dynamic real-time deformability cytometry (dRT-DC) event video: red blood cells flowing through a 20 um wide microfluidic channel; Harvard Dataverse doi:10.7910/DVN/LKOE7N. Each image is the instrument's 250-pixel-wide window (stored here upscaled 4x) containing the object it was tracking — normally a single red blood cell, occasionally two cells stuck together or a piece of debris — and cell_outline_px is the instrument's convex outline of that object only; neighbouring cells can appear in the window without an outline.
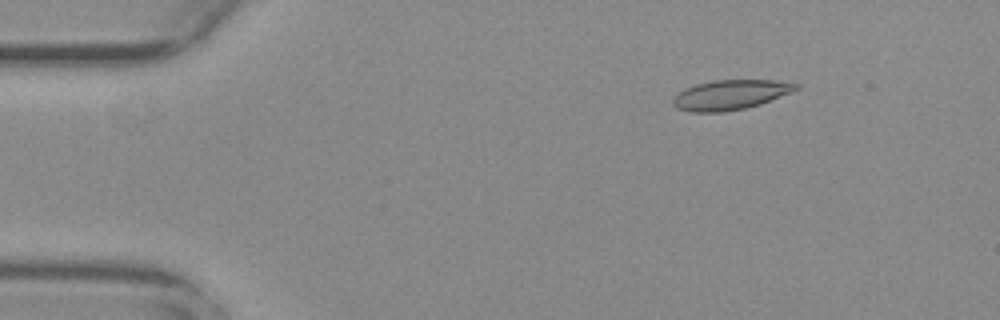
{"species": "common noctule bat (a hibernating species)", "species_latin": "Nyctalus noctula", "temperature_condition": "warm", "stored_images_in_passage": 55, "camera_frame_rate_fps": 3000, "um_per_image_px": 0.085, "animal": {"sex": "female", "body_mass_g": 29.2, "forearm_length_mm": 56.3}, "frame": {"image": 1, "passage_image": 8, "time_ms": 2.333, "image_size_px": [1000, 320], "cell_outline_px": [[800, 88], [792, 92], [760, 104], [744, 108], [720, 112], [692, 112], [676, 108], [672, 104], [672, 100], [684, 88], [696, 84], [712, 80], [776, 80], [800, 84]], "centroid_in_image_um": [62.09, 8.05], "position_along_channel_um": 22.9, "area_um2": 21.33}}
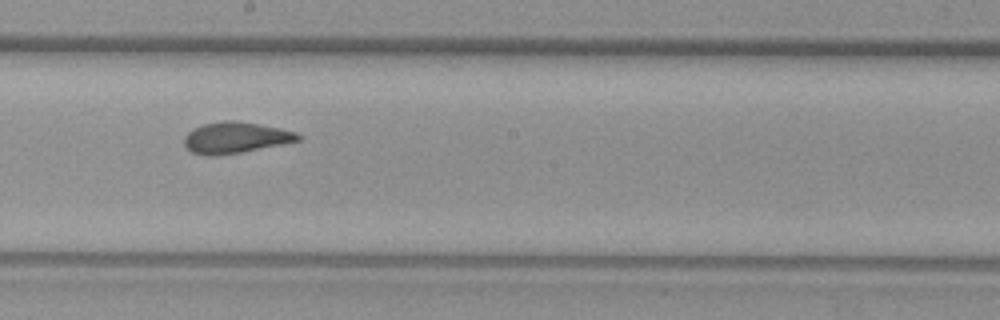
{"frame": {"image": 2, "passage_image": 31, "time_ms": 10.0, "image_size_px": [1000, 320], "cell_outline_px": [[304, 136], [300, 140], [240, 152], [212, 156], [208, 156], [192, 152], [184, 144], [184, 136], [188, 132], [204, 124], [224, 120], [232, 120], [260, 124], [280, 128], [296, 132]], "centroid_in_image_um": [20.03, 11.69], "position_along_channel_um": 228.2, "area_um2": 20.4}}
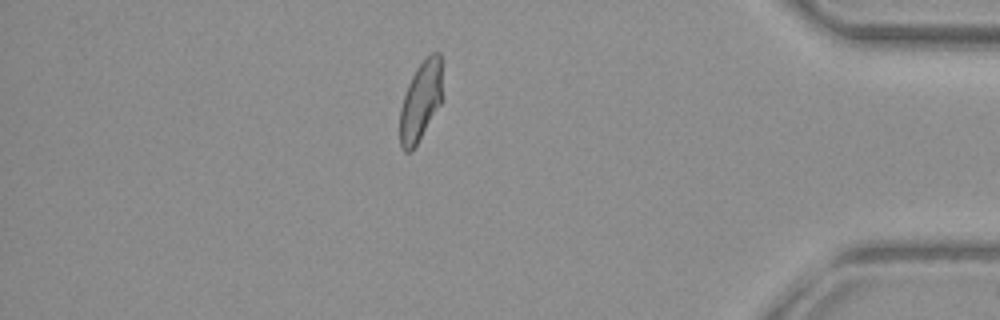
{"frame": {"image": 3, "passage_image": 48, "time_ms": 15.667, "image_size_px": [1000, 320], "cell_outline_px": [[444, 100], [412, 152], [404, 152], [400, 148], [400, 108], [408, 84], [416, 68], [432, 52], [440, 52], [444, 96]], "centroid_in_image_um": [35.79, 8.61], "position_along_channel_um": 399.4, "area_um2": 20.23}, "authors_computed_cell_mechanics": {"area_um2": 20.7502, "velocity_mm_per_s": 3.7289, "shape_relaxation_time_tau1_ms": 10.1022, "shape_relaxation_time_tau2_ms": 1.5791, "deformation_change_tau1": 0.2221, "deformation_change_tau2": 0.0697}}